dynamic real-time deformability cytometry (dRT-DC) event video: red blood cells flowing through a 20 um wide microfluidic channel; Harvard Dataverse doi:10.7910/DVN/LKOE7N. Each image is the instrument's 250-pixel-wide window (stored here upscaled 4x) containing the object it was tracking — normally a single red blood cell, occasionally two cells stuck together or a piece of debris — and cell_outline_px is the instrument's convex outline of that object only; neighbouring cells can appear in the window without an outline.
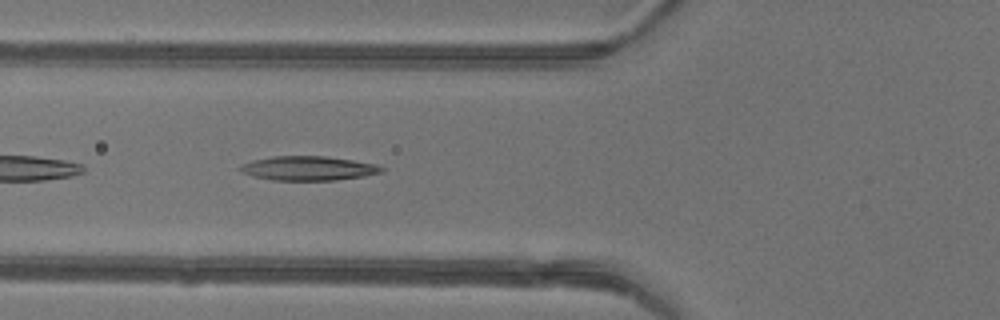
{"species": "common noctule bat (a hibernating species)", "species_latin": "Nyctalus noctula", "temperature_condition": "warm", "stored_images_in_passage": 27, "camera_frame_rate_fps": 3000, "um_per_image_px": 0.085, "animal": {"sex": "female"}, "frame": {"image": 1, "passage_image": 5, "time_ms": 1.333, "image_size_px": [1000, 320], "cell_outline_px": [[384, 172], [364, 176], [336, 180], [272, 180], [256, 176], [244, 172], [240, 168], [244, 164], [252, 160], [272, 156], [324, 156], [352, 160], [376, 164], [384, 168]], "centroid_in_image_um": [26.28, 14.3], "position_along_channel_um": 99.5, "area_um2": 19.71}}
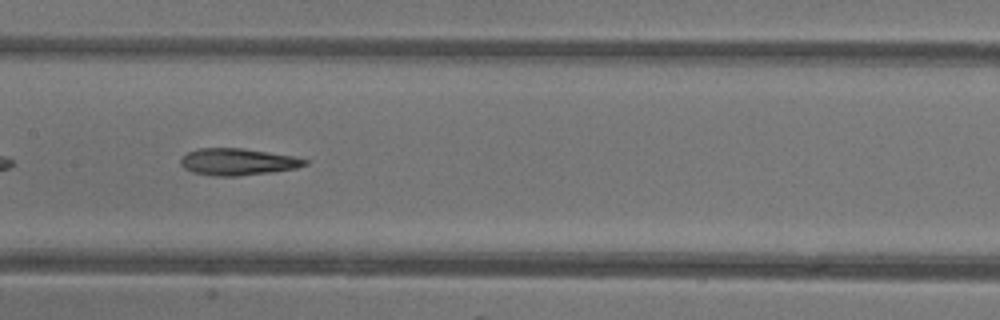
{"frame": {"image": 2, "passage_image": 11, "time_ms": 3.333, "image_size_px": [1000, 320], "cell_outline_px": [[308, 164], [296, 168], [272, 172], [240, 176], [212, 176], [192, 172], [184, 168], [180, 164], [180, 156], [196, 148], [244, 148], [292, 156], [308, 160]], "centroid_in_image_um": [20.16, 13.75], "position_along_channel_um": 187.2, "area_um2": 19.59}}
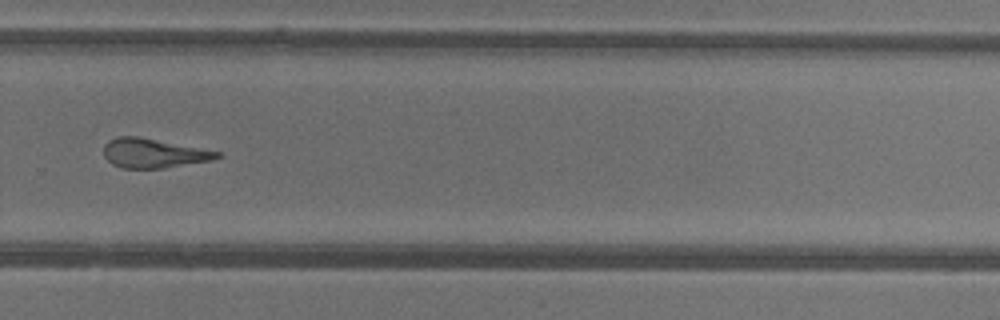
{"frame": {"image": 3, "passage_image": 20, "time_ms": 6.333, "image_size_px": [1000, 320], "cell_outline_px": [[224, 156], [208, 160], [164, 168], [124, 168], [112, 164], [104, 156], [104, 144], [108, 140], [120, 136], [136, 136], [224, 152]], "centroid_in_image_um": [13.06, 13.01], "position_along_channel_um": 316.7, "area_um2": 19.25}, "authors_computed_cell_mechanics": {"area_um2": 19.7098, "velocity_mm_per_s": 4.3498, "shape_relaxation_time_tau1_ms": 9.8248, "shape_relaxation_time_tau2_ms": 2.7839, "deformation_change_tau1": 0.2731, "deformation_change_tau2": 0.1466}}